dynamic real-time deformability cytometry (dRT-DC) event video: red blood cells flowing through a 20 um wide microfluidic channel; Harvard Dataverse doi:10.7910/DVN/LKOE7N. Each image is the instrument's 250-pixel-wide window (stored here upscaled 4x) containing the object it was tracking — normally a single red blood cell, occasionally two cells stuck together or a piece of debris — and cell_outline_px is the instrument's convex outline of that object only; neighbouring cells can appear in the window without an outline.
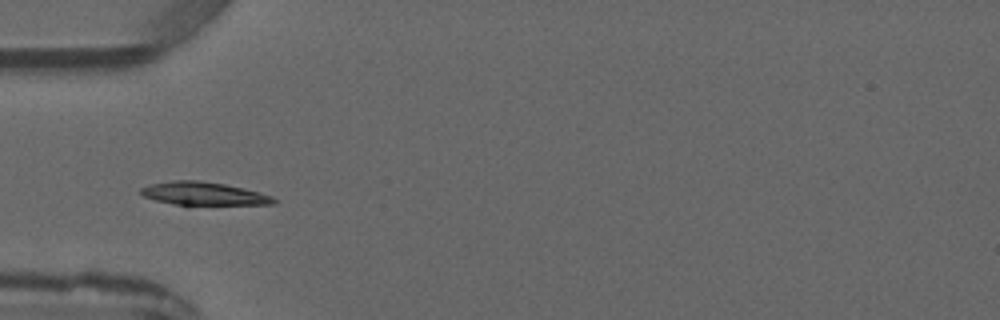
{"species": "common noctule bat (a hibernating species)", "species_latin": "Nyctalus noctula", "temperature_condition": "warm", "stored_images_in_passage": 1, "camera_frame_rate_fps": 3000, "um_per_image_px": 0.085, "animal": {"sex": "male", "forearm_length_mm": 52.5}, "frame": {"image": 1, "passage_image": 1, "time_ms": 0.0, "image_size_px": [1000, 320], "cell_outline_px": [[276, 200], [272, 204], [188, 208], [156, 200], [144, 196], [140, 192], [140, 188], [148, 184], [172, 180], [200, 180], [224, 184], [272, 196]], "centroid_in_image_um": [17.27, 16.52], "position_along_channel_um": 67.7, "area_um2": 18.9}}